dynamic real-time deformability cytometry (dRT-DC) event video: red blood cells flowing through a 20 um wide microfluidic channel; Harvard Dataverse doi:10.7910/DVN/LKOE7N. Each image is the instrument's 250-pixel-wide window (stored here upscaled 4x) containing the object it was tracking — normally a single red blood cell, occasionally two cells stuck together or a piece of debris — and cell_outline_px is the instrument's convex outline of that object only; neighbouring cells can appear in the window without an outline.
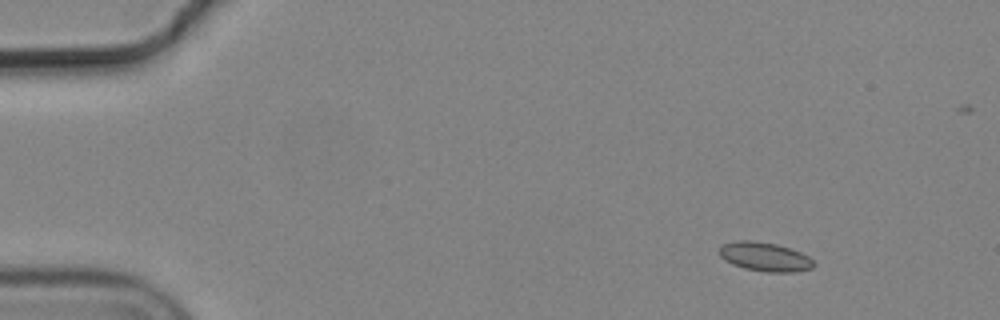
{"species": "common noctule bat (a hibernating species)", "species_latin": "Nyctalus noctula", "temperature_condition": "cold", "stored_images_in_passage": 21, "camera_frame_rate_fps": 3000, "um_per_image_px": 0.085, "animal": {"sex": "male", "body_mass_g": 19.2, "forearm_length_mm": 51.8}, "frame": {"image": 1, "passage_image": 7, "time_ms": 2.0, "image_size_px": [1000, 320], "cell_outline_px": [[816, 264], [812, 268], [796, 272], [764, 272], [744, 268], [732, 264], [724, 260], [720, 256], [720, 244], [736, 240], [752, 240], [776, 244], [800, 252], [808, 256]], "centroid_in_image_um": [64.99, 21.82], "position_along_channel_um": 20.0, "area_um2": 16.07}}
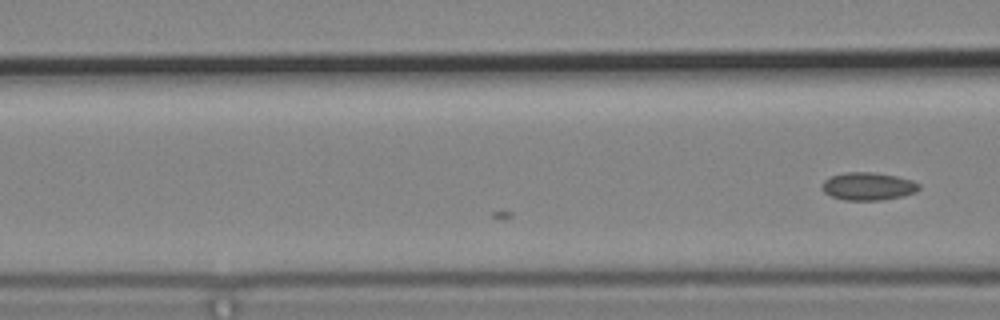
{"frame": {"image": 2, "passage_image": 21, "time_ms": 6.667, "image_size_px": [1000, 320], "cell_outline_px": [[920, 188], [916, 192], [904, 196], [880, 200], [844, 200], [832, 196], [824, 192], [820, 188], [824, 180], [832, 176], [844, 172], [876, 172], [896, 176], [912, 180], [920, 184]], "centroid_in_image_um": [73.8, 15.83], "position_along_channel_um": 92.8, "area_um2": 15.84}}